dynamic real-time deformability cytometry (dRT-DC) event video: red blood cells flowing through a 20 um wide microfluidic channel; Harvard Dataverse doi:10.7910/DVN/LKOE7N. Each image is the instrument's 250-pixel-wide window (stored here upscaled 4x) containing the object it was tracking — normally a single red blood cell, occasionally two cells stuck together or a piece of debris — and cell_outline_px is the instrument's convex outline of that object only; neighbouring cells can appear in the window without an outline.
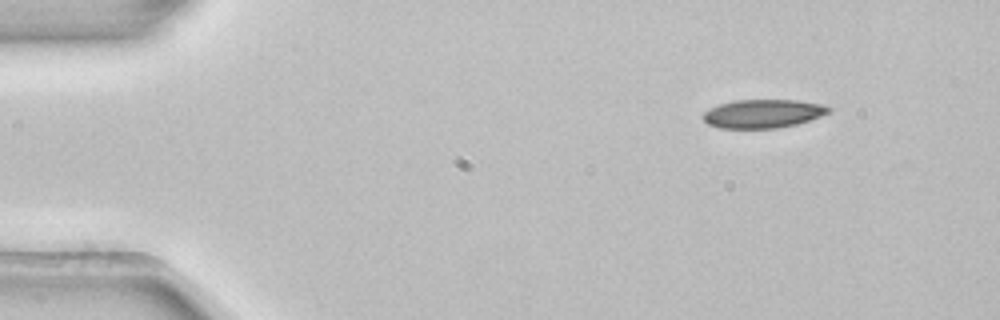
{"species": "common noctule bat (a hibernating species)", "species_latin": "Nyctalus noctula", "temperature_condition": "room temperature", "stored_images_in_passage": 48, "camera_frame_rate_fps": 3000, "um_per_image_px": 0.085, "animal": {"sex": "female", "body_mass_g": 22.7, "forearm_length_mm": 54.2}, "frame": {"image": 1, "passage_image": 1, "time_ms": 0.0, "image_size_px": [1000, 320], "cell_outline_px": [[832, 112], [796, 124], [776, 128], [720, 128], [708, 124], [704, 120], [704, 112], [708, 108], [720, 104], [736, 100], [796, 100], [820, 104], [832, 108]], "centroid_in_image_um": [64.85, 9.66], "position_along_channel_um": 20.1, "area_um2": 20.75}}
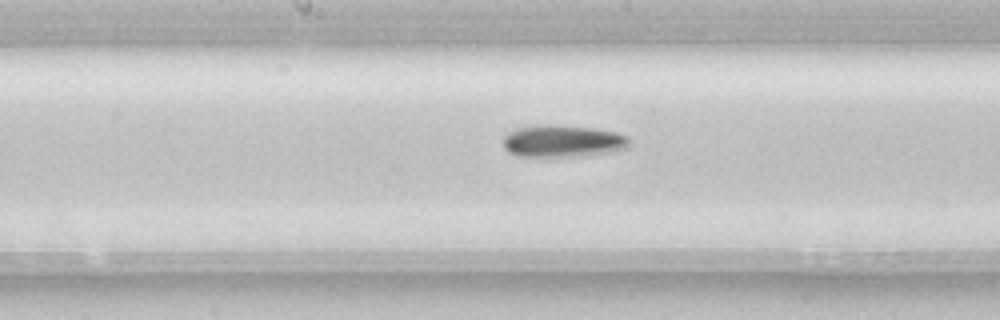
{"frame": {"image": 2, "passage_image": 22, "time_ms": 7.0, "image_size_px": [1000, 320], "cell_outline_px": [[628, 148], [612, 152], [584, 156], [520, 156], [508, 152], [504, 148], [504, 136], [508, 132], [516, 128], [536, 124], [552, 124], [592, 128], [616, 132], [628, 136]], "centroid_in_image_um": [47.82, 11.98], "position_along_channel_um": 200.4, "area_um2": 23.81}}
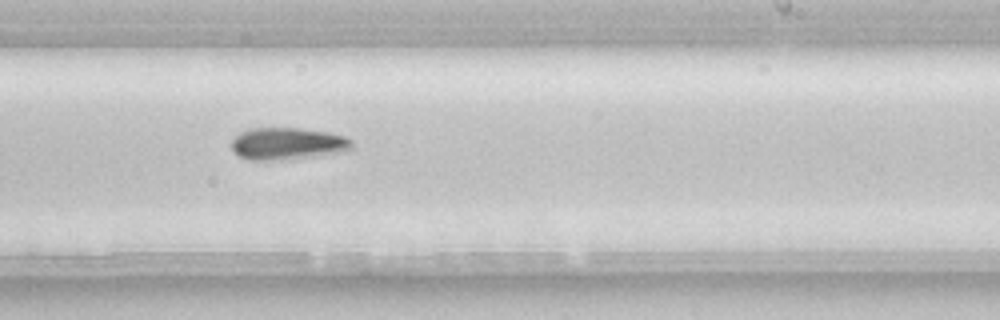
{"frame": {"image": 3, "passage_image": 27, "time_ms": 8.667, "image_size_px": [1000, 320], "cell_outline_px": [[352, 148], [344, 152], [288, 160], [248, 160], [240, 156], [232, 148], [232, 140], [240, 132], [252, 128], [300, 128], [328, 132], [344, 136], [352, 140]], "centroid_in_image_um": [24.47, 12.22], "position_along_channel_um": 264.5, "area_um2": 22.66}, "authors_computed_cell_mechanics": {"area_um2": 21.7617, "velocity_mm_per_s": 3.8808, "shape_relaxation_time_tau1_ms": 4.1639, "shape_relaxation_time_tau2_ms": null, "deformation_change_tau1": 0.1016, "deformation_change_tau2": null}}